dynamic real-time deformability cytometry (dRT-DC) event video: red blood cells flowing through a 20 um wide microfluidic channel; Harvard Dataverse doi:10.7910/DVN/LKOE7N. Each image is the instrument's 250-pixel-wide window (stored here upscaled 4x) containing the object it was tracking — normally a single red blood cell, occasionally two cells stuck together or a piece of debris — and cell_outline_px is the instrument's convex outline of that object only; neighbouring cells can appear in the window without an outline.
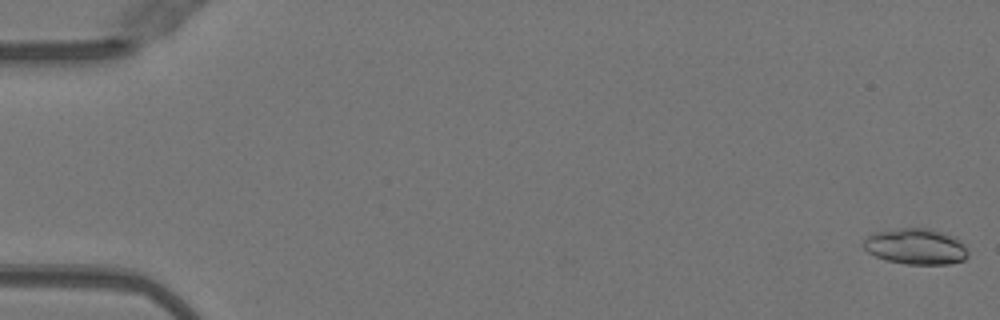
{"species": "Egyptian fruit bat (a non-hibernating species)", "species_latin": "Rousettus aegyptiacus", "temperature_condition": "warm", "stored_images_in_passage": 51, "camera_frame_rate_fps": 3000, "um_per_image_px": 0.085, "animal": {"sex": "female"}, "frame": {"image": 1, "passage_image": 1, "time_ms": 0.0, "image_size_px": [1000, 320], "cell_outline_px": [[968, 256], [964, 260], [948, 264], [908, 264], [884, 260], [868, 252], [860, 244], [872, 232], [900, 228], [928, 228], [944, 232], [956, 236], [960, 240], [968, 252]], "centroid_in_image_um": [77.83, 20.94], "position_along_channel_um": 7.2, "area_um2": 22.14}}
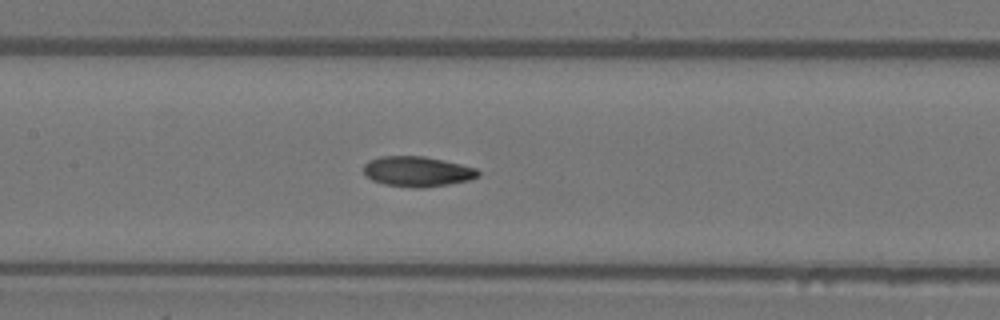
{"frame": {"image": 2, "passage_image": 25, "time_ms": 8.0, "image_size_px": [1000, 320], "cell_outline_px": [[480, 176], [468, 180], [448, 184], [424, 188], [412, 188], [384, 184], [372, 180], [364, 176], [364, 164], [368, 160], [380, 156], [424, 156], [444, 160], [476, 168], [480, 172]], "centroid_in_image_um": [35.45, 14.58], "position_along_channel_um": 172.0, "area_um2": 20.35}}
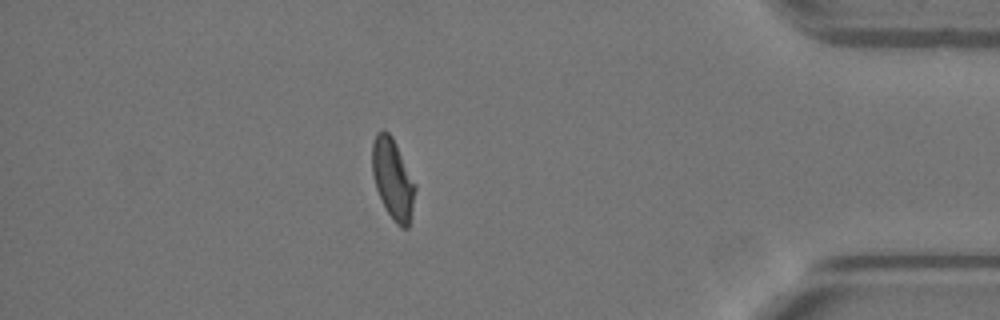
{"frame": {"image": 3, "passage_image": 45, "time_ms": 14.667, "image_size_px": [1000, 320], "cell_outline_px": [[416, 188], [408, 228], [400, 228], [396, 224], [388, 212], [376, 188], [372, 172], [372, 140], [376, 132], [384, 128], [392, 136], [416, 184]], "centroid_in_image_um": [33.38, 15.16], "position_along_channel_um": 401.8, "area_um2": 20.06}, "authors_computed_cell_mechanics": {"area_um2": 20.1144, "velocity_mm_per_s": 4.0277, "shape_relaxation_time_tau1_ms": 5.6755, "shape_relaxation_time_tau2_ms": 1.3068, "deformation_change_tau1": 0.2064, "deformation_change_tau2": 0.0652}}